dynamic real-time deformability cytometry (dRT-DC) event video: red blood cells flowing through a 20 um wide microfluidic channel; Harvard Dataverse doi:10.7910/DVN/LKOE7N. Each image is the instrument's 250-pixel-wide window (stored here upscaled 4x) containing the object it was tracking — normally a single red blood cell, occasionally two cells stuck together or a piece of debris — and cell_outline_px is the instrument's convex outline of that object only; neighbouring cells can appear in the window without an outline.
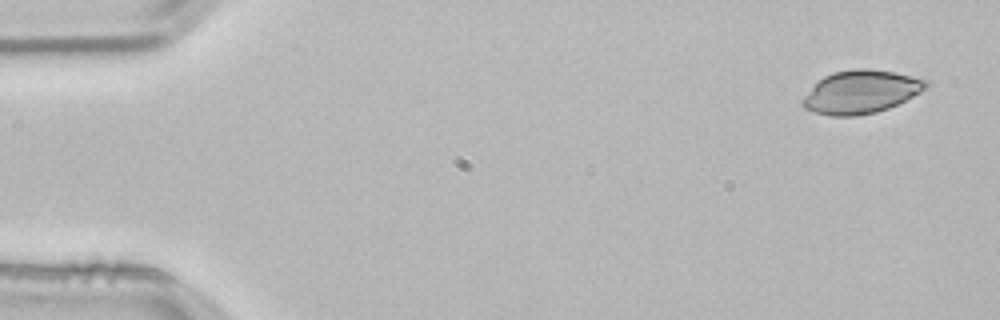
{"species": "common noctule bat (a hibernating species)", "species_latin": "Nyctalus noctula", "temperature_condition": "room temperature", "stored_images_in_passage": 4, "camera_frame_rate_fps": 3000, "um_per_image_px": 0.085, "animal": {"sex": "male", "body_mass_g": 21.5, "forearm_length_mm": 52.0}, "frame": {"image": 1, "passage_image": 1, "time_ms": 0.0, "image_size_px": [1000, 320], "cell_outline_px": [[928, 84], [920, 92], [888, 108], [876, 112], [852, 116], [832, 116], [812, 112], [804, 108], [800, 104], [800, 100], [824, 76], [832, 72], [856, 68], [864, 68], [892, 72], [928, 80]], "centroid_in_image_um": [73.12, 7.82], "position_along_channel_um": 11.9, "area_um2": 30.63}}